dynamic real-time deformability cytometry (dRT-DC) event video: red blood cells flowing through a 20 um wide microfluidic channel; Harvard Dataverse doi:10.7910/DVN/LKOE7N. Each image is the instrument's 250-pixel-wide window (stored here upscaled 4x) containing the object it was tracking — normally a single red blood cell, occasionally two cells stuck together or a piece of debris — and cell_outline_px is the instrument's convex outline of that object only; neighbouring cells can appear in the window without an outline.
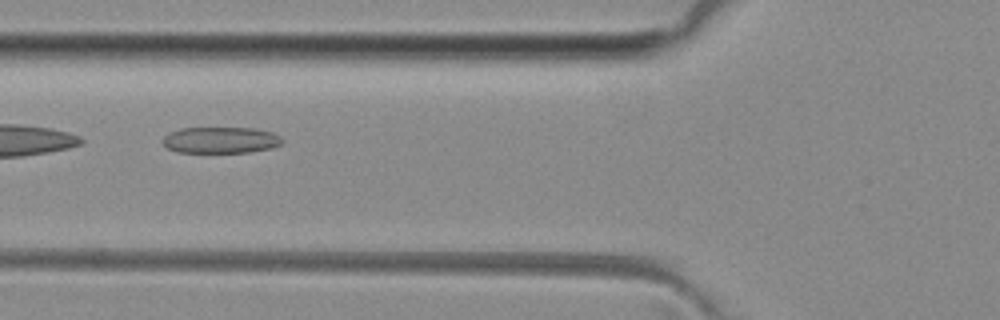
{"species": "common noctule bat (a hibernating species)", "species_latin": "Nyctalus noctula", "temperature_condition": "room temperature", "stored_images_in_passage": 5, "camera_frame_rate_fps": 3000, "um_per_image_px": 0.085, "animal": {"sex": "female", "body_mass_g": 29.2, "forearm_length_mm": 56.3}, "frame": {"image": 1, "passage_image": 5, "time_ms": 4.667, "image_size_px": [1000, 320], "cell_outline_px": [[284, 140], [280, 144], [272, 148], [248, 152], [176, 152], [168, 148], [160, 140], [164, 136], [180, 128], [256, 128], [272, 132], [280, 136]], "centroid_in_image_um": [18.77, 11.9], "position_along_channel_um": 107.0, "area_um2": 18.32}}